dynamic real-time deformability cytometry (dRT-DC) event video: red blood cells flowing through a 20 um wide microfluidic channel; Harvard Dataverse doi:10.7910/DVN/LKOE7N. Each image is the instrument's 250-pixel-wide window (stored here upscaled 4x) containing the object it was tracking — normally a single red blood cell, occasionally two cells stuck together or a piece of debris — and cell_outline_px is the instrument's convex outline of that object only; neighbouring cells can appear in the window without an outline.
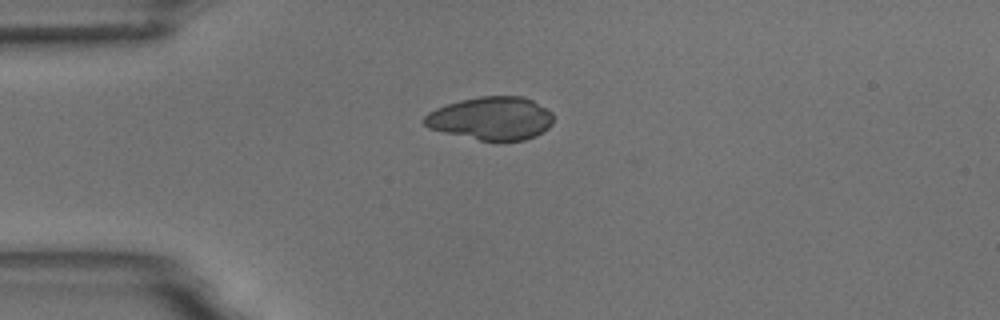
{"species": "common noctule bat (a hibernating species)", "species_latin": "Nyctalus noctula", "temperature_condition": "room temperature", "stored_images_in_passage": 3, "camera_frame_rate_fps": 3000, "um_per_image_px": 0.085, "animal": {"sex": "male", "body_mass_g": 18.8}, "frame": {"image": 1, "passage_image": 1, "time_ms": 0.0, "image_size_px": [1000, 320], "cell_outline_px": [[552, 124], [544, 132], [536, 136], [524, 140], [480, 140], [444, 132], [428, 128], [420, 120], [428, 112], [436, 108], [460, 100], [480, 96], [524, 96], [532, 100], [552, 112]], "centroid_in_image_um": [41.74, 10.05], "position_along_channel_um": 43.3, "area_um2": 32.43}}